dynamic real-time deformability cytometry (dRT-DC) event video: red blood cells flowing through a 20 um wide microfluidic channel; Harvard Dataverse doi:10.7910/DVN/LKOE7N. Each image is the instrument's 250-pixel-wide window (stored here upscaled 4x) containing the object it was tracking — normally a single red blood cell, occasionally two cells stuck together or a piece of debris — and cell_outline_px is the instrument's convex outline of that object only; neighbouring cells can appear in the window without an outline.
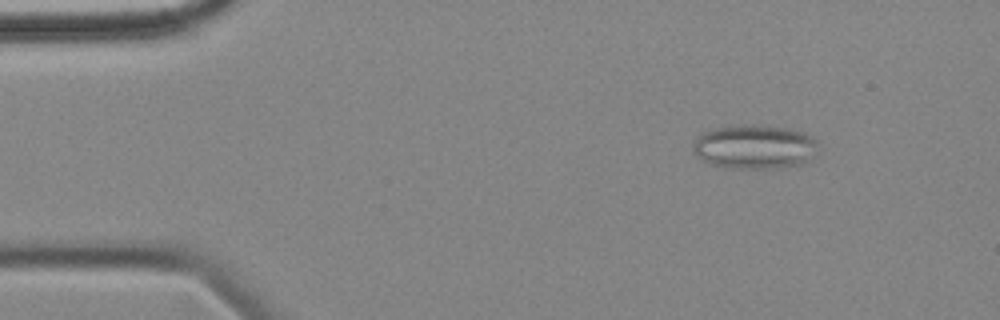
{"species": "common noctule bat (a hibernating species)", "species_latin": "Nyctalus noctula", "temperature_condition": "cold", "stored_images_in_passage": 6, "camera_frame_rate_fps": 3000, "um_per_image_px": 0.085, "animal": {"sex": "female", "body_mass_g": 18.4}, "frame": {"image": 1, "passage_image": 2, "time_ms": 1.333, "image_size_px": [1000, 320], "cell_outline_px": [[816, 144], [808, 160], [804, 164], [772, 168], [732, 168], [712, 164], [700, 160], [692, 152], [692, 144], [704, 132], [724, 124], [760, 124], [788, 128], [804, 132], [816, 140]], "centroid_in_image_um": [64.06, 12.45], "position_along_channel_um": 20.9, "area_um2": 32.43}}